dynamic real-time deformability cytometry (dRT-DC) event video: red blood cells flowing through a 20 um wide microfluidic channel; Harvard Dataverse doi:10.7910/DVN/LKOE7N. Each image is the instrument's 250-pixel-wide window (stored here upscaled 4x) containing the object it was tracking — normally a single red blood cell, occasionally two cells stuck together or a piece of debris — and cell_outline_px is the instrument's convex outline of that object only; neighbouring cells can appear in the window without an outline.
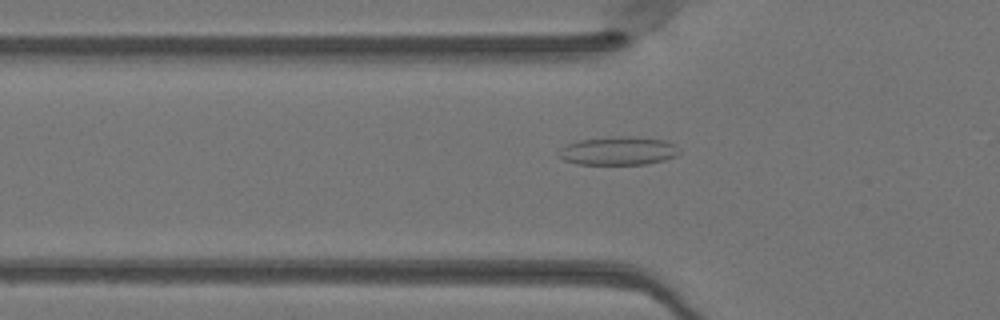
{"species": "Egyptian fruit bat (a non-hibernating species)", "species_latin": "Rousettus aegyptiacus", "temperature_condition": "warm", "stored_images_in_passage": 46, "camera_frame_rate_fps": 3000, "um_per_image_px": 0.085, "animal": {"sex": "female"}, "frame": {"image": 1, "passage_image": 13, "time_ms": 4.0, "image_size_px": [1000, 320], "cell_outline_px": [[680, 152], [676, 156], [664, 160], [644, 164], [576, 164], [564, 160], [560, 156], [560, 148], [568, 144], [580, 140], [620, 136], [628, 136], [664, 140], [676, 144]], "centroid_in_image_um": [52.59, 12.82], "position_along_channel_um": 73.2, "area_um2": 19.77}}
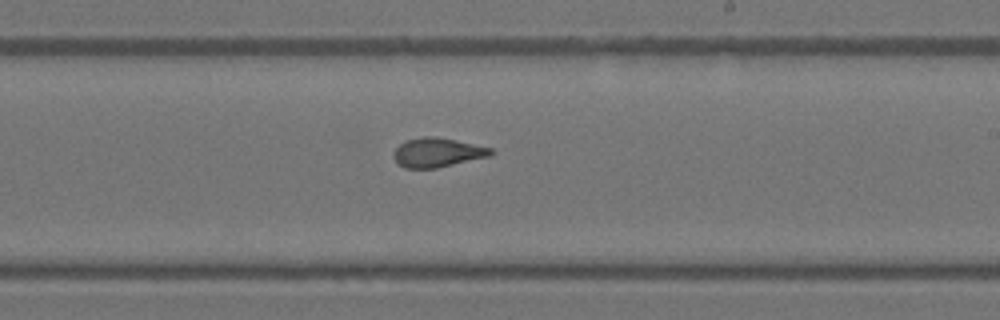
{"frame": {"image": 2, "passage_image": 26, "time_ms": 8.333, "image_size_px": [1000, 320], "cell_outline_px": [[496, 152], [488, 156], [436, 168], [404, 168], [392, 156], [392, 152], [404, 140], [424, 136], [432, 136], [456, 140], [492, 148]], "centroid_in_image_um": [37.15, 12.95], "position_along_channel_um": 251.8, "area_um2": 16.47}}
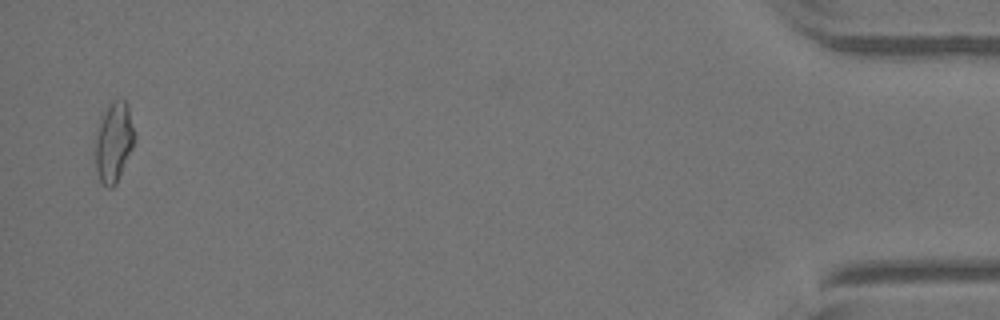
{"frame": {"image": 3, "passage_image": 45, "time_ms": 14.667, "image_size_px": [1000, 320], "cell_outline_px": [[136, 140], [116, 184], [112, 188], [108, 188], [100, 184], [96, 168], [96, 136], [100, 116], [112, 100], [124, 100], [128, 104], [136, 132]], "centroid_in_image_um": [9.69, 12.06], "position_along_channel_um": 425.5, "area_um2": 18.61}, "authors_computed_cell_mechanics": {"area_um2": 17.1088, "velocity_mm_per_s": 4.098, "shape_relaxation_time_tau1_ms": null, "shape_relaxation_time_tau2_ms": 1.3586, "deformation_change_tau1": null, "deformation_change_tau2": 0.0942}}